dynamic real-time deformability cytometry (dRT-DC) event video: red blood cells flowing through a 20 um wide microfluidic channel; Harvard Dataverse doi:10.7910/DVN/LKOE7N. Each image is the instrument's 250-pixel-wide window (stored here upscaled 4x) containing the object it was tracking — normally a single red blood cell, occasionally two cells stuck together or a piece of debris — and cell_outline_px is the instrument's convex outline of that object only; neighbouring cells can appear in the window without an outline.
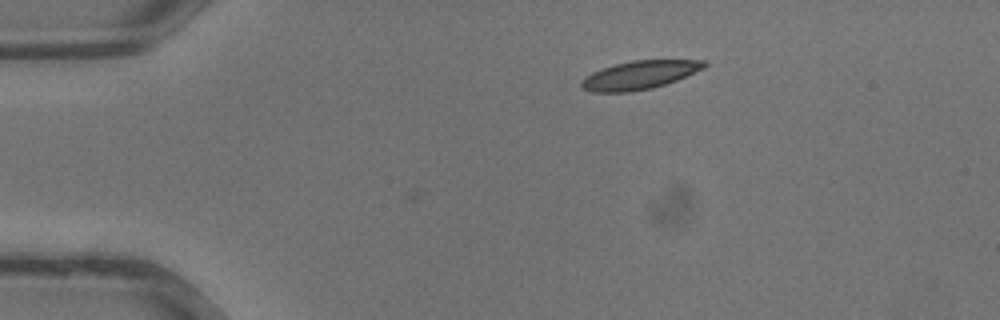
{"species": "common noctule bat (a hibernating species)", "species_latin": "Nyctalus noctula", "temperature_condition": "warm", "stored_images_in_passage": 2, "camera_frame_rate_fps": 3000, "um_per_image_px": 0.085, "animal": {"sex": "male", "body_mass_g": 13.3}, "frame": {"image": 1, "passage_image": 2, "time_ms": 0.333, "image_size_px": [1000, 320], "cell_outline_px": [[708, 64], [704, 68], [676, 80], [652, 88], [628, 92], [592, 92], [580, 88], [580, 80], [584, 76], [592, 72], [616, 64], [632, 60], [708, 60]], "centroid_in_image_um": [54.33, 6.38], "position_along_channel_um": 30.7, "area_um2": 20.35}}